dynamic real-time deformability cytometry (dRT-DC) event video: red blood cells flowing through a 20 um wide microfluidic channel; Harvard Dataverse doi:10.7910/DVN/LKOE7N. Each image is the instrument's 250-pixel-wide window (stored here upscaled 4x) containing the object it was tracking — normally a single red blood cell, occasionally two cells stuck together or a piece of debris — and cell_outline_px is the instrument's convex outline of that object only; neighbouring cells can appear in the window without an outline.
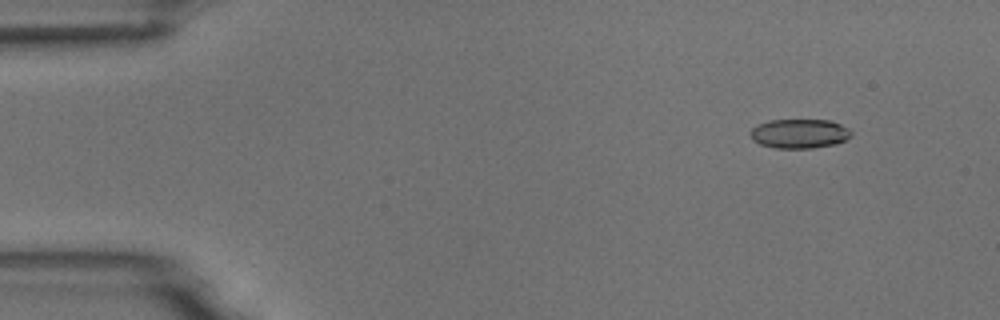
{"species": "common noctule bat (a hibernating species)", "species_latin": "Nyctalus noctula", "temperature_condition": "room temperature", "stored_images_in_passage": 5, "segment_of_instrument_passage": [2, 2], "camera_frame_rate_fps": 3000, "um_per_image_px": 0.085, "animal": {"sex": "male", "body_mass_g": 18.8}, "frame": {"image": 1, "passage_image": 5, "time_ms": 5.333, "image_size_px": [1000, 320], "cell_outline_px": [[852, 136], [836, 144], [812, 148], [776, 148], [760, 144], [752, 140], [748, 132], [752, 128], [768, 120], [828, 120], [840, 124], [848, 128], [852, 132]], "centroid_in_image_um": [67.94, 11.36], "position_along_channel_um": 17.1, "area_um2": 17.28}}